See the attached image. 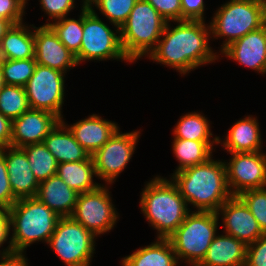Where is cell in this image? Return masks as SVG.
<instances>
[{"mask_svg": "<svg viewBox=\"0 0 266 266\" xmlns=\"http://www.w3.org/2000/svg\"><path fill=\"white\" fill-rule=\"evenodd\" d=\"M180 263L169 239L156 238L145 247L122 258L121 266H179Z\"/></svg>", "mask_w": 266, "mask_h": 266, "instance_id": "obj_24", "label": "cell"}, {"mask_svg": "<svg viewBox=\"0 0 266 266\" xmlns=\"http://www.w3.org/2000/svg\"><path fill=\"white\" fill-rule=\"evenodd\" d=\"M22 149L25 151L31 170L39 183L56 174L58 163L43 142L26 145Z\"/></svg>", "mask_w": 266, "mask_h": 266, "instance_id": "obj_29", "label": "cell"}, {"mask_svg": "<svg viewBox=\"0 0 266 266\" xmlns=\"http://www.w3.org/2000/svg\"><path fill=\"white\" fill-rule=\"evenodd\" d=\"M244 266H266V234L247 245Z\"/></svg>", "mask_w": 266, "mask_h": 266, "instance_id": "obj_39", "label": "cell"}, {"mask_svg": "<svg viewBox=\"0 0 266 266\" xmlns=\"http://www.w3.org/2000/svg\"><path fill=\"white\" fill-rule=\"evenodd\" d=\"M259 1L266 6V0H259Z\"/></svg>", "mask_w": 266, "mask_h": 266, "instance_id": "obj_46", "label": "cell"}, {"mask_svg": "<svg viewBox=\"0 0 266 266\" xmlns=\"http://www.w3.org/2000/svg\"><path fill=\"white\" fill-rule=\"evenodd\" d=\"M238 197L249 208L262 232L266 234V187L249 189L241 192Z\"/></svg>", "mask_w": 266, "mask_h": 266, "instance_id": "obj_34", "label": "cell"}, {"mask_svg": "<svg viewBox=\"0 0 266 266\" xmlns=\"http://www.w3.org/2000/svg\"><path fill=\"white\" fill-rule=\"evenodd\" d=\"M112 28L99 18L94 8L87 5L83 8L82 43L75 55L78 65L86 60L96 62L112 59L132 63L123 52L120 28L116 25Z\"/></svg>", "mask_w": 266, "mask_h": 266, "instance_id": "obj_8", "label": "cell"}, {"mask_svg": "<svg viewBox=\"0 0 266 266\" xmlns=\"http://www.w3.org/2000/svg\"><path fill=\"white\" fill-rule=\"evenodd\" d=\"M167 22L182 21L181 0H146Z\"/></svg>", "mask_w": 266, "mask_h": 266, "instance_id": "obj_38", "label": "cell"}, {"mask_svg": "<svg viewBox=\"0 0 266 266\" xmlns=\"http://www.w3.org/2000/svg\"><path fill=\"white\" fill-rule=\"evenodd\" d=\"M137 0H82L87 6L95 9L109 20L110 24L121 27L128 19Z\"/></svg>", "mask_w": 266, "mask_h": 266, "instance_id": "obj_32", "label": "cell"}, {"mask_svg": "<svg viewBox=\"0 0 266 266\" xmlns=\"http://www.w3.org/2000/svg\"><path fill=\"white\" fill-rule=\"evenodd\" d=\"M140 130L122 133L120 128L91 157L94 162L96 177L113 184L128 165L140 138Z\"/></svg>", "mask_w": 266, "mask_h": 266, "instance_id": "obj_12", "label": "cell"}, {"mask_svg": "<svg viewBox=\"0 0 266 266\" xmlns=\"http://www.w3.org/2000/svg\"><path fill=\"white\" fill-rule=\"evenodd\" d=\"M10 219L8 212L0 207V248L5 244L8 240V246L4 249L2 247V251L0 253H8L12 251V246L10 244Z\"/></svg>", "mask_w": 266, "mask_h": 266, "instance_id": "obj_41", "label": "cell"}, {"mask_svg": "<svg viewBox=\"0 0 266 266\" xmlns=\"http://www.w3.org/2000/svg\"><path fill=\"white\" fill-rule=\"evenodd\" d=\"M167 21L146 0H137L127 21L120 27L124 54L133 63L156 47Z\"/></svg>", "mask_w": 266, "mask_h": 266, "instance_id": "obj_5", "label": "cell"}, {"mask_svg": "<svg viewBox=\"0 0 266 266\" xmlns=\"http://www.w3.org/2000/svg\"><path fill=\"white\" fill-rule=\"evenodd\" d=\"M104 185L101 184L90 192L79 193L71 216L96 237L110 232L119 221V214L112 202L110 188Z\"/></svg>", "mask_w": 266, "mask_h": 266, "instance_id": "obj_10", "label": "cell"}, {"mask_svg": "<svg viewBox=\"0 0 266 266\" xmlns=\"http://www.w3.org/2000/svg\"><path fill=\"white\" fill-rule=\"evenodd\" d=\"M81 12L76 20L74 18L64 17L54 22H50L49 26L58 36L59 40L74 54L80 51L83 37V8L87 2H81Z\"/></svg>", "mask_w": 266, "mask_h": 266, "instance_id": "obj_30", "label": "cell"}, {"mask_svg": "<svg viewBox=\"0 0 266 266\" xmlns=\"http://www.w3.org/2000/svg\"><path fill=\"white\" fill-rule=\"evenodd\" d=\"M60 121L50 112L29 109L12 120L11 146L22 148L26 145L42 143Z\"/></svg>", "mask_w": 266, "mask_h": 266, "instance_id": "obj_16", "label": "cell"}, {"mask_svg": "<svg viewBox=\"0 0 266 266\" xmlns=\"http://www.w3.org/2000/svg\"><path fill=\"white\" fill-rule=\"evenodd\" d=\"M229 154V162L224 160V163L227 184L233 196H238L245 190L266 187V153L259 151Z\"/></svg>", "mask_w": 266, "mask_h": 266, "instance_id": "obj_13", "label": "cell"}, {"mask_svg": "<svg viewBox=\"0 0 266 266\" xmlns=\"http://www.w3.org/2000/svg\"><path fill=\"white\" fill-rule=\"evenodd\" d=\"M252 115L237 120L225 134V139L219 137L218 144L227 153L259 152L262 151V138L259 122Z\"/></svg>", "mask_w": 266, "mask_h": 266, "instance_id": "obj_20", "label": "cell"}, {"mask_svg": "<svg viewBox=\"0 0 266 266\" xmlns=\"http://www.w3.org/2000/svg\"><path fill=\"white\" fill-rule=\"evenodd\" d=\"M65 73L37 64L24 86L30 109L43 110L63 119Z\"/></svg>", "mask_w": 266, "mask_h": 266, "instance_id": "obj_11", "label": "cell"}, {"mask_svg": "<svg viewBox=\"0 0 266 266\" xmlns=\"http://www.w3.org/2000/svg\"><path fill=\"white\" fill-rule=\"evenodd\" d=\"M78 194L57 174L40 182L36 198L60 217H71Z\"/></svg>", "mask_w": 266, "mask_h": 266, "instance_id": "obj_21", "label": "cell"}, {"mask_svg": "<svg viewBox=\"0 0 266 266\" xmlns=\"http://www.w3.org/2000/svg\"><path fill=\"white\" fill-rule=\"evenodd\" d=\"M43 143L57 163L85 161L90 154L75 140L73 133L60 121L44 138Z\"/></svg>", "mask_w": 266, "mask_h": 266, "instance_id": "obj_23", "label": "cell"}, {"mask_svg": "<svg viewBox=\"0 0 266 266\" xmlns=\"http://www.w3.org/2000/svg\"><path fill=\"white\" fill-rule=\"evenodd\" d=\"M37 64L67 73L78 65L76 56L59 40L49 25L34 26Z\"/></svg>", "mask_w": 266, "mask_h": 266, "instance_id": "obj_14", "label": "cell"}, {"mask_svg": "<svg viewBox=\"0 0 266 266\" xmlns=\"http://www.w3.org/2000/svg\"><path fill=\"white\" fill-rule=\"evenodd\" d=\"M214 144L218 142H202L186 139H174L172 151L179 165L174 172H179L189 167L206 162L213 155Z\"/></svg>", "mask_w": 266, "mask_h": 266, "instance_id": "obj_27", "label": "cell"}, {"mask_svg": "<svg viewBox=\"0 0 266 266\" xmlns=\"http://www.w3.org/2000/svg\"><path fill=\"white\" fill-rule=\"evenodd\" d=\"M140 209L146 220L157 230V238L168 239L191 211L176 184L156 176L144 185Z\"/></svg>", "mask_w": 266, "mask_h": 266, "instance_id": "obj_3", "label": "cell"}, {"mask_svg": "<svg viewBox=\"0 0 266 266\" xmlns=\"http://www.w3.org/2000/svg\"><path fill=\"white\" fill-rule=\"evenodd\" d=\"M5 161V147L0 148V207L8 210L17 199L14 197Z\"/></svg>", "mask_w": 266, "mask_h": 266, "instance_id": "obj_36", "label": "cell"}, {"mask_svg": "<svg viewBox=\"0 0 266 266\" xmlns=\"http://www.w3.org/2000/svg\"><path fill=\"white\" fill-rule=\"evenodd\" d=\"M210 120L200 111L188 112L178 119L173 128L174 139H186L202 142H218L219 136H213ZM213 138L211 139V137Z\"/></svg>", "mask_w": 266, "mask_h": 266, "instance_id": "obj_28", "label": "cell"}, {"mask_svg": "<svg viewBox=\"0 0 266 266\" xmlns=\"http://www.w3.org/2000/svg\"><path fill=\"white\" fill-rule=\"evenodd\" d=\"M221 54L259 74H266V24L230 43Z\"/></svg>", "mask_w": 266, "mask_h": 266, "instance_id": "obj_17", "label": "cell"}, {"mask_svg": "<svg viewBox=\"0 0 266 266\" xmlns=\"http://www.w3.org/2000/svg\"><path fill=\"white\" fill-rule=\"evenodd\" d=\"M30 109L22 86L4 85L0 91V112L11 121Z\"/></svg>", "mask_w": 266, "mask_h": 266, "instance_id": "obj_31", "label": "cell"}, {"mask_svg": "<svg viewBox=\"0 0 266 266\" xmlns=\"http://www.w3.org/2000/svg\"><path fill=\"white\" fill-rule=\"evenodd\" d=\"M5 161L14 197L17 200L36 197L40 183L31 170L25 151L18 147H5Z\"/></svg>", "mask_w": 266, "mask_h": 266, "instance_id": "obj_18", "label": "cell"}, {"mask_svg": "<svg viewBox=\"0 0 266 266\" xmlns=\"http://www.w3.org/2000/svg\"><path fill=\"white\" fill-rule=\"evenodd\" d=\"M56 174L77 193L90 192L101 185L93 180L96 172L91 156L85 161L59 163Z\"/></svg>", "mask_w": 266, "mask_h": 266, "instance_id": "obj_26", "label": "cell"}, {"mask_svg": "<svg viewBox=\"0 0 266 266\" xmlns=\"http://www.w3.org/2000/svg\"><path fill=\"white\" fill-rule=\"evenodd\" d=\"M62 122L73 133L75 140L92 156L120 128L116 122L91 114L73 124Z\"/></svg>", "mask_w": 266, "mask_h": 266, "instance_id": "obj_19", "label": "cell"}, {"mask_svg": "<svg viewBox=\"0 0 266 266\" xmlns=\"http://www.w3.org/2000/svg\"><path fill=\"white\" fill-rule=\"evenodd\" d=\"M4 85H5V83H4L3 73H2V69H1V59H0V91Z\"/></svg>", "mask_w": 266, "mask_h": 266, "instance_id": "obj_45", "label": "cell"}, {"mask_svg": "<svg viewBox=\"0 0 266 266\" xmlns=\"http://www.w3.org/2000/svg\"><path fill=\"white\" fill-rule=\"evenodd\" d=\"M223 222V232L243 241L246 245L255 242L264 233L245 203L232 196L217 211Z\"/></svg>", "mask_w": 266, "mask_h": 266, "instance_id": "obj_15", "label": "cell"}, {"mask_svg": "<svg viewBox=\"0 0 266 266\" xmlns=\"http://www.w3.org/2000/svg\"><path fill=\"white\" fill-rule=\"evenodd\" d=\"M28 58H35L34 25L14 24L1 40L0 59Z\"/></svg>", "mask_w": 266, "mask_h": 266, "instance_id": "obj_25", "label": "cell"}, {"mask_svg": "<svg viewBox=\"0 0 266 266\" xmlns=\"http://www.w3.org/2000/svg\"><path fill=\"white\" fill-rule=\"evenodd\" d=\"M12 251L26 252L35 242L48 243L60 218L36 197L17 200L8 210Z\"/></svg>", "mask_w": 266, "mask_h": 266, "instance_id": "obj_4", "label": "cell"}, {"mask_svg": "<svg viewBox=\"0 0 266 266\" xmlns=\"http://www.w3.org/2000/svg\"><path fill=\"white\" fill-rule=\"evenodd\" d=\"M167 22L156 47L147 56L149 60L173 68L181 76L198 67L219 60V53L209 45L210 25L205 21Z\"/></svg>", "mask_w": 266, "mask_h": 266, "instance_id": "obj_1", "label": "cell"}, {"mask_svg": "<svg viewBox=\"0 0 266 266\" xmlns=\"http://www.w3.org/2000/svg\"><path fill=\"white\" fill-rule=\"evenodd\" d=\"M12 121L0 112V148L11 146Z\"/></svg>", "mask_w": 266, "mask_h": 266, "instance_id": "obj_43", "label": "cell"}, {"mask_svg": "<svg viewBox=\"0 0 266 266\" xmlns=\"http://www.w3.org/2000/svg\"><path fill=\"white\" fill-rule=\"evenodd\" d=\"M36 65L35 58L20 60L1 59V69L5 85L24 87L33 75Z\"/></svg>", "mask_w": 266, "mask_h": 266, "instance_id": "obj_33", "label": "cell"}, {"mask_svg": "<svg viewBox=\"0 0 266 266\" xmlns=\"http://www.w3.org/2000/svg\"><path fill=\"white\" fill-rule=\"evenodd\" d=\"M96 236L72 217H60L48 244L66 266H90Z\"/></svg>", "mask_w": 266, "mask_h": 266, "instance_id": "obj_9", "label": "cell"}, {"mask_svg": "<svg viewBox=\"0 0 266 266\" xmlns=\"http://www.w3.org/2000/svg\"><path fill=\"white\" fill-rule=\"evenodd\" d=\"M12 25L13 24L9 20L0 17V44L2 38L5 36L6 32L11 28Z\"/></svg>", "mask_w": 266, "mask_h": 266, "instance_id": "obj_44", "label": "cell"}, {"mask_svg": "<svg viewBox=\"0 0 266 266\" xmlns=\"http://www.w3.org/2000/svg\"><path fill=\"white\" fill-rule=\"evenodd\" d=\"M266 24V6L259 0H228L209 22L211 37L223 40L219 53L230 43Z\"/></svg>", "mask_w": 266, "mask_h": 266, "instance_id": "obj_6", "label": "cell"}, {"mask_svg": "<svg viewBox=\"0 0 266 266\" xmlns=\"http://www.w3.org/2000/svg\"><path fill=\"white\" fill-rule=\"evenodd\" d=\"M40 7L48 15V22L44 25H49L50 21H57L67 17L71 10L75 8V0H39ZM50 19V20H49Z\"/></svg>", "mask_w": 266, "mask_h": 266, "instance_id": "obj_35", "label": "cell"}, {"mask_svg": "<svg viewBox=\"0 0 266 266\" xmlns=\"http://www.w3.org/2000/svg\"><path fill=\"white\" fill-rule=\"evenodd\" d=\"M219 216L212 211H190L185 220L168 238L178 261L197 266L205 257L212 240L218 234Z\"/></svg>", "mask_w": 266, "mask_h": 266, "instance_id": "obj_7", "label": "cell"}, {"mask_svg": "<svg viewBox=\"0 0 266 266\" xmlns=\"http://www.w3.org/2000/svg\"><path fill=\"white\" fill-rule=\"evenodd\" d=\"M247 245L230 235L217 234L197 266H244Z\"/></svg>", "mask_w": 266, "mask_h": 266, "instance_id": "obj_22", "label": "cell"}, {"mask_svg": "<svg viewBox=\"0 0 266 266\" xmlns=\"http://www.w3.org/2000/svg\"><path fill=\"white\" fill-rule=\"evenodd\" d=\"M27 259L24 252L0 253V266H28Z\"/></svg>", "mask_w": 266, "mask_h": 266, "instance_id": "obj_42", "label": "cell"}, {"mask_svg": "<svg viewBox=\"0 0 266 266\" xmlns=\"http://www.w3.org/2000/svg\"><path fill=\"white\" fill-rule=\"evenodd\" d=\"M222 161L211 157L202 164L171 174L170 178L187 206L193 205L196 211L217 212L233 196L227 184L225 163Z\"/></svg>", "mask_w": 266, "mask_h": 266, "instance_id": "obj_2", "label": "cell"}, {"mask_svg": "<svg viewBox=\"0 0 266 266\" xmlns=\"http://www.w3.org/2000/svg\"><path fill=\"white\" fill-rule=\"evenodd\" d=\"M28 0H0V17L9 20L13 25L23 22Z\"/></svg>", "mask_w": 266, "mask_h": 266, "instance_id": "obj_37", "label": "cell"}, {"mask_svg": "<svg viewBox=\"0 0 266 266\" xmlns=\"http://www.w3.org/2000/svg\"><path fill=\"white\" fill-rule=\"evenodd\" d=\"M203 0H181L182 21H205Z\"/></svg>", "mask_w": 266, "mask_h": 266, "instance_id": "obj_40", "label": "cell"}]
</instances>
